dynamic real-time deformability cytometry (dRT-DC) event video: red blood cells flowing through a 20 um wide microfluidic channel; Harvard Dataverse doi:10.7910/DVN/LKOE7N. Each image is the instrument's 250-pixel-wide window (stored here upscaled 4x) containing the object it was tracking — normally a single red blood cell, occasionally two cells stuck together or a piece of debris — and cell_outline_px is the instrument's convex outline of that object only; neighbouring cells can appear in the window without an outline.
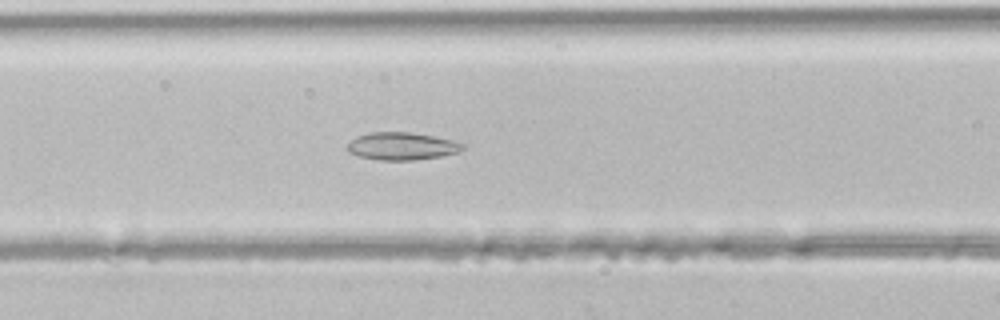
{"species": "common noctule bat (a hibernating species)", "species_latin": "Nyctalus noctula", "temperature_condition": "room temperature", "stored_images_in_passage": 42, "camera_frame_rate_fps": 3000, "um_per_image_px": 0.085, "animal": {"sex": "male", "body_mass_g": 21.5, "forearm_length_mm": 52.0}, "frame": {"image": 1, "passage_image": 17, "time_ms": 5.333, "image_size_px": [1000, 320], "cell_outline_px": [[464, 148], [456, 152], [440, 156], [412, 160], [380, 160], [360, 156], [348, 152], [348, 144], [356, 136], [368, 132], [408, 132], [432, 136], [452, 140], [464, 144]], "centroid_in_image_um": [34.12, 12.42], "position_along_channel_um": 132.5, "area_um2": 18.26}}
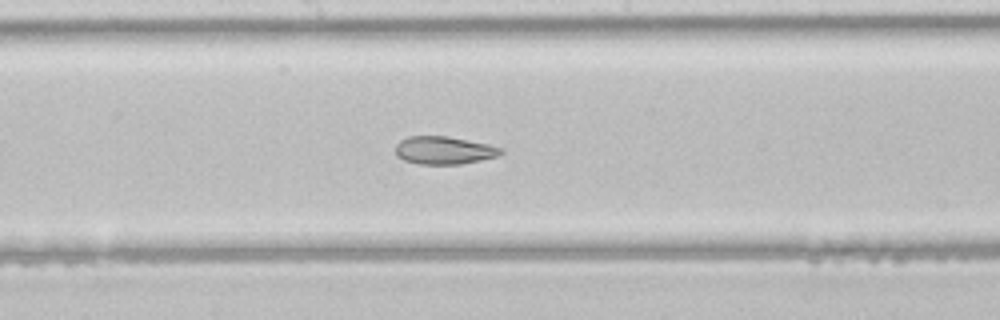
{"frame": {"image": 2, "passage_image": 22, "time_ms": 7.0, "image_size_px": [1000, 320], "cell_outline_px": [[504, 152], [496, 156], [480, 160], [460, 164], [420, 164], [404, 160], [396, 156], [396, 144], [400, 140], [408, 136], [448, 136], [488, 144], [504, 148]], "centroid_in_image_um": [37.74, 12.77], "position_along_channel_um": 210.5, "area_um2": 17.11}}
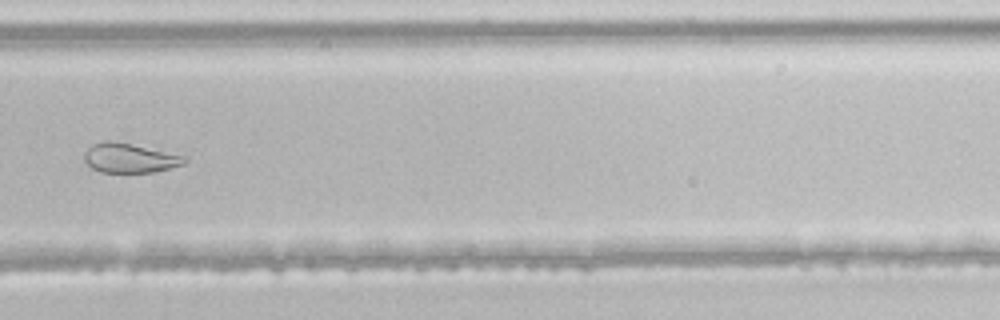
{"frame": {"image": 3, "passage_image": 29, "time_ms": 9.333, "image_size_px": [1000, 320], "cell_outline_px": [[188, 160], [184, 164], [152, 172], [100, 172], [92, 168], [84, 160], [84, 152], [92, 144], [104, 140], [108, 140], [132, 144], [188, 156]], "centroid_in_image_um": [11.03, 13.42], "position_along_channel_um": 318.8, "area_um2": 17.22}}